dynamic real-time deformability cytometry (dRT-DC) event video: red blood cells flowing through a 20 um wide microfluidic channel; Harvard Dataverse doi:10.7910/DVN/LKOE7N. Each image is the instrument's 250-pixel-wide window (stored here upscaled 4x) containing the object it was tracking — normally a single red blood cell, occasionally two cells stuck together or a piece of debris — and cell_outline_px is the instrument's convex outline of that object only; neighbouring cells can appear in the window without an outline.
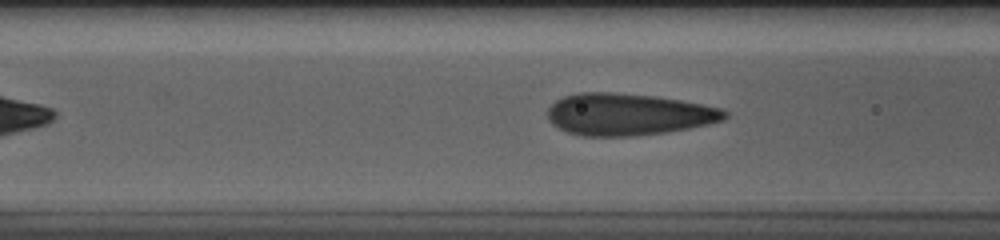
{"species": "human", "species_latin": "Homo sapiens", "temperature_condition": "cold", "stored_images_in_passage": 32, "camera_frame_rate_fps": 3000, "um_per_image_px": 0.085, "donor": {"sex": "male"}, "frame": {"image": 1, "passage_image": 9, "time_ms": 2.667, "image_size_px": [1000, 240], "cell_outline_px": [[728, 116], [724, 120], [708, 124], [688, 128], [664, 132], [636, 136], [580, 136], [568, 132], [552, 124], [548, 120], [548, 108], [556, 100], [564, 96], [580, 92], [612, 92], [652, 96], [680, 100], [720, 108], [728, 112]], "centroid_in_image_um": [53.38, 9.72], "position_along_channel_um": 113.2, "area_um2": 43.12}}
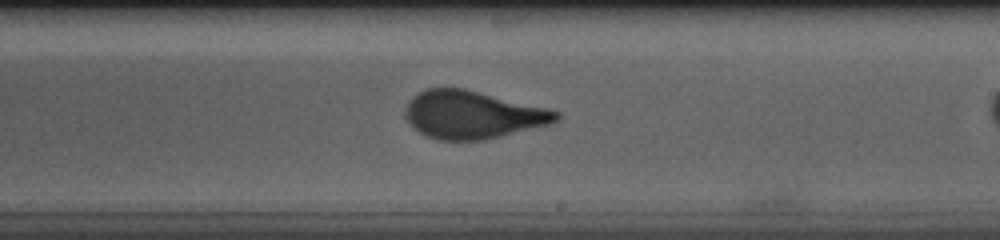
{"frame": {"image": 2, "passage_image": 20, "time_ms": 6.333, "image_size_px": [1000, 240], "cell_outline_px": [[560, 116], [552, 124], [484, 140], [436, 140], [412, 128], [404, 116], [404, 108], [412, 96], [428, 88], [464, 88], [548, 108], [560, 112]], "centroid_in_image_um": [40.15, 9.75], "position_along_channel_um": 248.9, "area_um2": 42.19}}
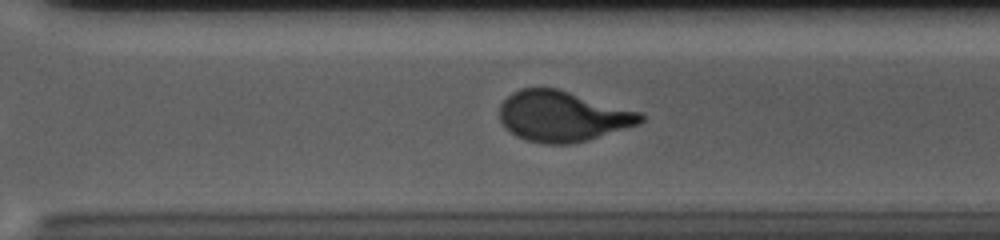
{"frame": {"image": 3, "passage_image": 26, "time_ms": 8.333, "image_size_px": [1000, 240], "cell_outline_px": [[644, 120], [640, 124], [588, 140], [568, 144], [544, 144], [524, 140], [516, 136], [504, 128], [500, 120], [500, 104], [512, 92], [520, 88], [556, 88], [640, 112], [644, 116]], "centroid_in_image_um": [47.79, 9.89], "position_along_channel_um": 322.8, "area_um2": 41.56}}